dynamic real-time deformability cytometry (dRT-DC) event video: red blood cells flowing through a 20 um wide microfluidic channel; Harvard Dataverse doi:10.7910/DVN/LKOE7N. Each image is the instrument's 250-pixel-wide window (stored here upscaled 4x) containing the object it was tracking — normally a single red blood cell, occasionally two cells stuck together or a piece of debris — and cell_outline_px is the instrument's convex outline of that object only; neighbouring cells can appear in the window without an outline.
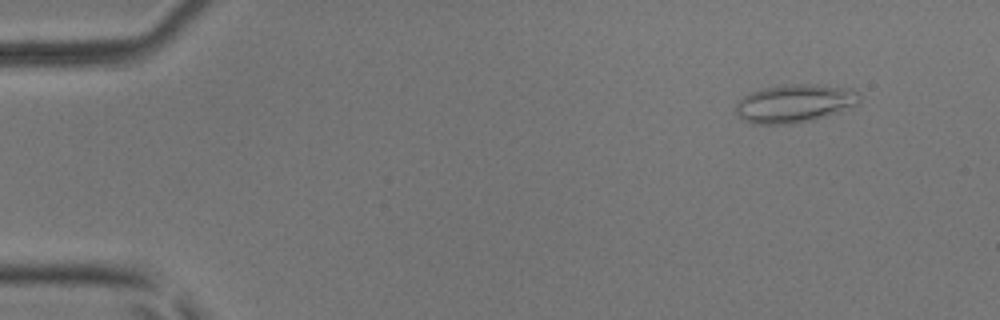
{"species": "common noctule bat (a hibernating species)", "species_latin": "Nyctalus noctula", "temperature_condition": "room temperature", "stored_images_in_passage": 50, "camera_frame_rate_fps": 3000, "um_per_image_px": 0.085, "animal": {"sex": "male", "body_mass_g": 17.9, "forearm_length_mm": 54.2}, "frame": {"image": 1, "passage_image": 5, "time_ms": 1.333, "image_size_px": [1000, 320], "cell_outline_px": [[860, 100], [856, 104], [840, 112], [812, 120], [796, 124], [756, 124], [736, 116], [736, 104], [744, 96], [752, 92], [764, 88], [784, 84], [816, 84], [852, 88], [860, 96]], "centroid_in_image_um": [67.56, 8.79], "position_along_channel_um": 17.4, "area_um2": 27.63}}
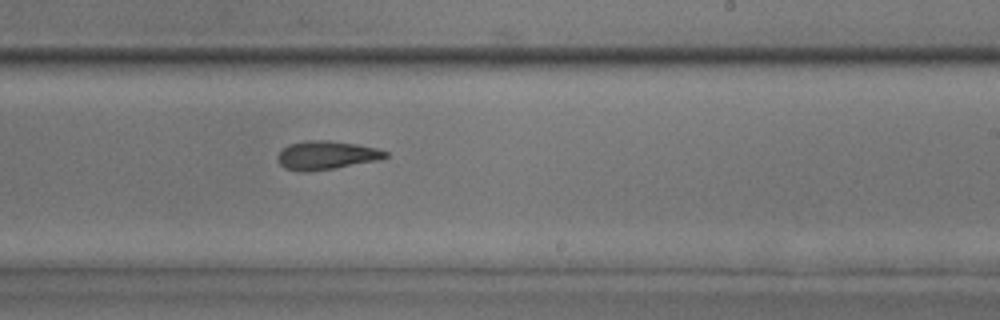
{"frame": {"image": 2, "passage_image": 31, "time_ms": 10.0, "image_size_px": [1000, 320], "cell_outline_px": [[388, 156], [380, 160], [336, 168], [304, 172], [300, 172], [284, 168], [276, 160], [276, 156], [288, 144], [304, 140], [328, 140], [356, 144], [376, 148], [388, 152]], "centroid_in_image_um": [27.72, 13.2], "position_along_channel_um": 261.3, "area_um2": 18.15}}
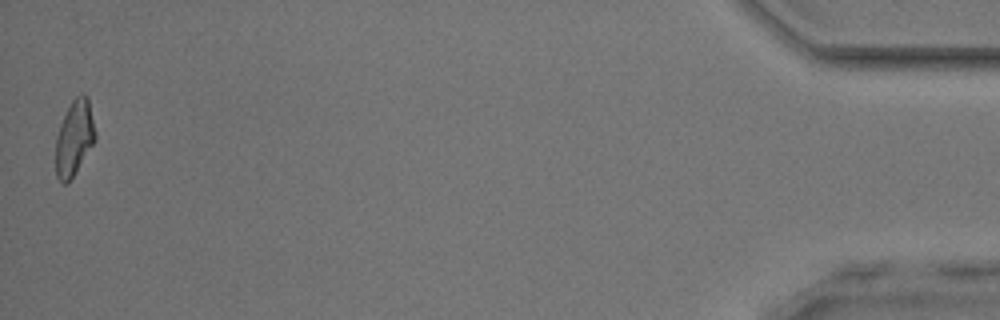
{"frame": {"image": 3, "passage_image": 50, "time_ms": 16.333, "image_size_px": [1000, 320], "cell_outline_px": [[96, 140], [68, 184], [64, 184], [56, 176], [56, 136], [60, 124], [72, 100], [80, 92], [84, 92], [88, 96], [96, 132]], "centroid_in_image_um": [6.33, 11.7], "position_along_channel_um": 428.9, "area_um2": 17.51}, "authors_computed_cell_mechanics": {"area_um2": 18.2359, "velocity_mm_per_s": 4.0916, "shape_relaxation_time_tau1_ms": 9.0773, "shape_relaxation_time_tau2_ms": 2.2309, "deformation_change_tau1": 0.2583, "deformation_change_tau2": 0.0985}}